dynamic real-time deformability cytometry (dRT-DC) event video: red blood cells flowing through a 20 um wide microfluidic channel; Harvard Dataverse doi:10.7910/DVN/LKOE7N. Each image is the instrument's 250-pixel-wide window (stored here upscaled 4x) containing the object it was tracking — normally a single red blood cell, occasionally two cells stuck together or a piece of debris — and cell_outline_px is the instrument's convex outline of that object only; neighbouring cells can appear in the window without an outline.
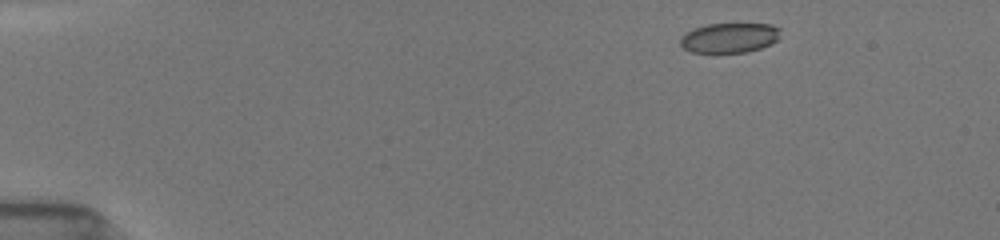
{"species": "common noctule bat (a hibernating species)", "species_latin": "Nyctalus noctula", "temperature_condition": "room temperature", "stored_images_in_passage": 7, "camera_frame_rate_fps": 3000, "um_per_image_px": 0.085, "animal": {"sex": "female", "body_mass_g": 19.5, "forearm_length_mm": 54.1}, "frame": {"image": 1, "passage_image": 1, "time_ms": 0.0, "image_size_px": [1000, 240], "cell_outline_px": [[780, 28], [776, 40], [772, 44], [760, 48], [744, 52], [692, 52], [684, 48], [680, 44], [680, 36], [692, 28], [708, 24], [772, 24]], "centroid_in_image_um": [61.97, 3.2], "position_along_channel_um": 23.0, "area_um2": 17.34}}
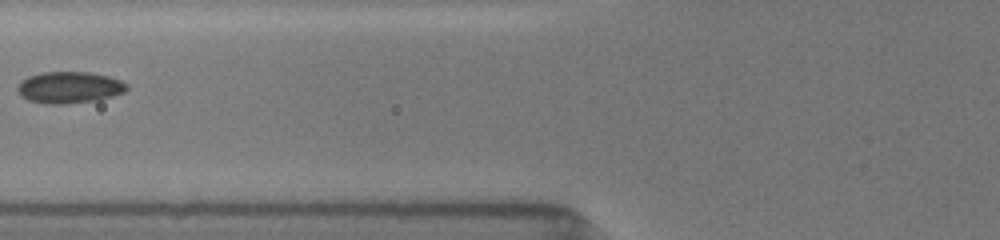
{"frame": {"image": 2, "passage_image": 6, "time_ms": 5.0, "image_size_px": [1000, 240], "cell_outline_px": [[128, 88], [124, 92], [100, 100], [68, 104], [44, 104], [28, 100], [16, 88], [20, 80], [28, 76], [40, 72], [92, 72], [108, 76], [120, 80], [128, 84]], "centroid_in_image_um": [5.9, 7.43], "position_along_channel_um": 119.9, "area_um2": 20.35}}
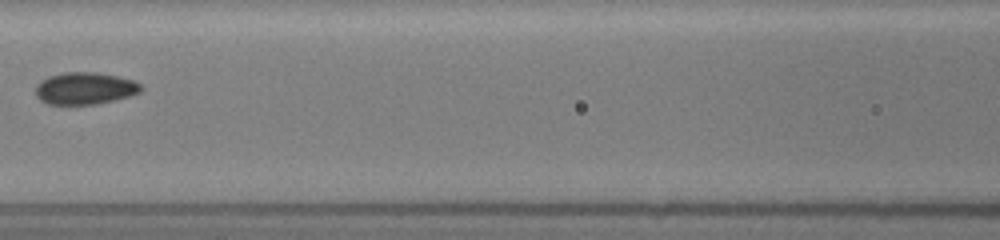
{"frame": {"image": 3, "passage_image": 7, "time_ms": 6.0, "image_size_px": [1000, 240], "cell_outline_px": [[144, 88], [140, 92], [116, 100], [96, 104], [48, 104], [40, 100], [36, 96], [36, 84], [40, 80], [48, 76], [64, 72], [96, 72], [116, 76], [132, 80], [140, 84]], "centroid_in_image_um": [7.2, 7.51], "position_along_channel_um": 159.4, "area_um2": 19.77}}